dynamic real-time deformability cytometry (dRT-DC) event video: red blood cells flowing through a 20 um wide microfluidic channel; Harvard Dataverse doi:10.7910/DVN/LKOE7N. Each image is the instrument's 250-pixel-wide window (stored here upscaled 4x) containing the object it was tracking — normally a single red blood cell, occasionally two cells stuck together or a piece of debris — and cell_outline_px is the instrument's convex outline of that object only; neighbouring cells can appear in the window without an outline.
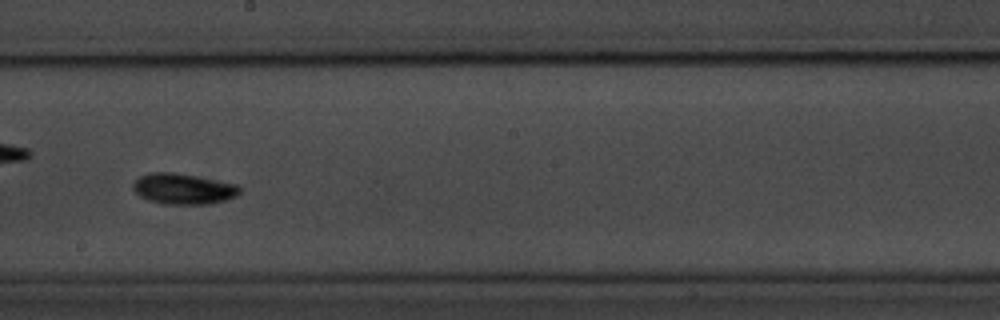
{"species": "common noctule bat (a hibernating species)", "species_latin": "Nyctalus noctula", "temperature_condition": "room temperature", "stored_images_in_passage": 44, "camera_frame_rate_fps": 3000, "um_per_image_px": 0.085, "animal": {"sex": "male", "body_mass_g": 20.1, "forearm_length_mm": 53.5}, "frame": {"image": 1, "passage_image": 19, "time_ms": 6.0, "image_size_px": [1000, 320], "cell_outline_px": [[240, 192], [236, 196], [228, 200], [208, 204], [164, 204], [148, 200], [140, 196], [132, 188], [132, 184], [140, 176], [152, 172], [172, 172], [236, 184], [240, 188]], "centroid_in_image_um": [15.57, 16.06], "position_along_channel_um": 232.6, "area_um2": 18.96}}
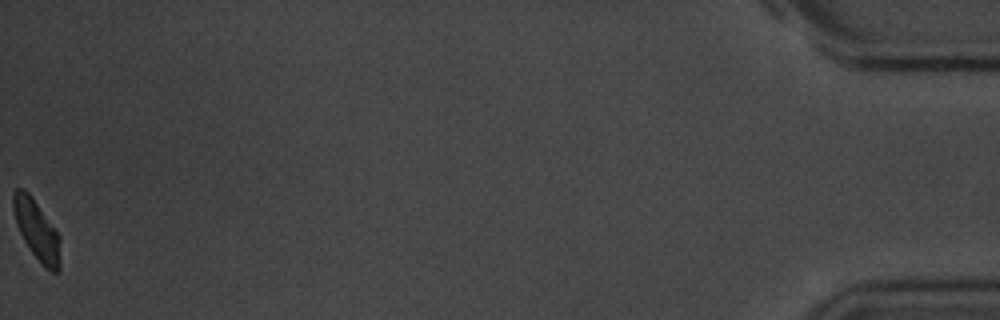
{"frame": {"image": 2, "passage_image": 44, "time_ms": 14.333, "image_size_px": [1000, 320], "cell_outline_px": [[60, 268], [56, 272], [52, 272], [44, 268], [32, 252], [24, 240], [16, 224], [12, 208], [12, 192], [16, 188], [24, 188], [32, 196], [60, 236]], "centroid_in_image_um": [3.11, 19.54], "position_along_channel_um": 432.1, "area_um2": 16.53}, "authors_computed_cell_mechanics": {"area_um2": 17.4267, "velocity_mm_per_s": 3.5936, "shape_relaxation_time_tau1_ms": 7.0633, "shape_relaxation_time_tau2_ms": 3.6698, "deformation_change_tau1": 0.2409, "deformation_change_tau2": 0.0696}}